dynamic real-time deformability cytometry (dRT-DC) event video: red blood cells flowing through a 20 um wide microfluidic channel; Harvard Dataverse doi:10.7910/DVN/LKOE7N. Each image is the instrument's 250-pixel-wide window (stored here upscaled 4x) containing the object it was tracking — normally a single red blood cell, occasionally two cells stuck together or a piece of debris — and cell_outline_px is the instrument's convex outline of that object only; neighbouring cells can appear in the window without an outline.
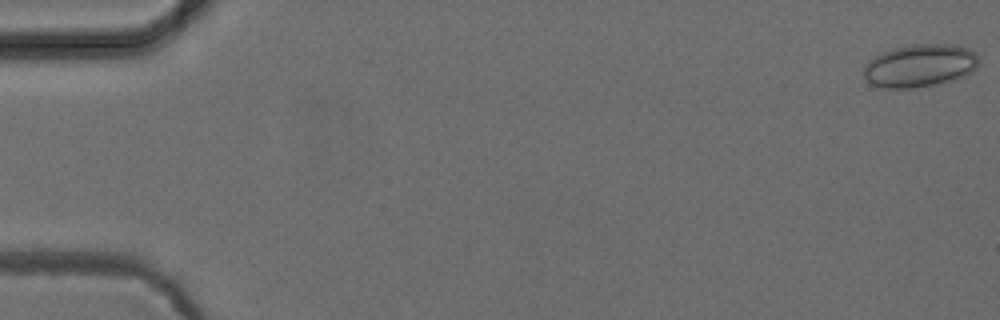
{"species": "common noctule bat (a hibernating species)", "species_latin": "Nyctalus noctula", "temperature_condition": "cold", "stored_images_in_passage": 10, "camera_frame_rate_fps": 3000, "um_per_image_px": 0.085, "animal": {"sex": "female", "body_mass_g": 24.6, "forearm_length_mm": 56.2}, "frame": {"image": 1, "passage_image": 1, "time_ms": 0.0, "image_size_px": [1000, 320], "cell_outline_px": [[976, 68], [972, 72], [956, 80], [916, 88], [884, 88], [872, 84], [864, 76], [864, 68], [868, 60], [892, 48], [912, 44], [952, 44], [968, 48], [976, 52]], "centroid_in_image_um": [78.19, 5.58], "position_along_channel_um": 6.8, "area_um2": 28.73}}